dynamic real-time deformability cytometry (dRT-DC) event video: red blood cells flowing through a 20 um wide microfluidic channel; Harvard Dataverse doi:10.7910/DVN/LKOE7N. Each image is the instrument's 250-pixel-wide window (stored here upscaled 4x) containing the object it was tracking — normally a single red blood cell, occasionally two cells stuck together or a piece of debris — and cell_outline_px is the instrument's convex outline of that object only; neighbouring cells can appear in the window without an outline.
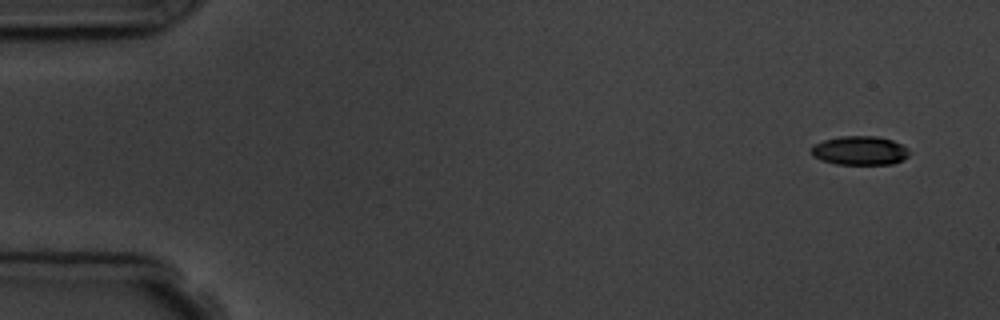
{"species": "common noctule bat (a hibernating species)", "species_latin": "Nyctalus noctula", "temperature_condition": "room temperature", "stored_images_in_passage": 5, "camera_frame_rate_fps": 3000, "um_per_image_px": 0.085, "animal": {"sex": "male", "body_mass_g": 19.5, "forearm_length_mm": 54.6}, "frame": {"image": 1, "passage_image": 1, "time_ms": 0.0, "image_size_px": [1000, 320], "cell_outline_px": [[908, 156], [904, 160], [892, 164], [836, 164], [820, 160], [812, 156], [812, 148], [816, 144], [824, 140], [840, 136], [876, 136], [892, 140], [908, 148]], "centroid_in_image_um": [73.09, 12.8], "position_along_channel_um": 11.9, "area_um2": 16.47}}
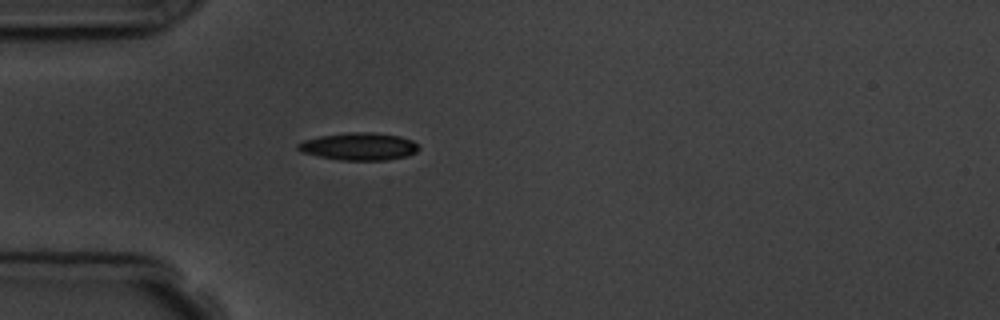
{"frame": {"image": 2, "passage_image": 5, "time_ms": 4.333, "image_size_px": [1000, 320], "cell_outline_px": [[420, 148], [416, 152], [408, 156], [384, 160], [340, 160], [300, 152], [296, 148], [296, 144], [304, 140], [320, 136], [348, 132], [372, 132], [400, 136], [412, 140]], "centroid_in_image_um": [30.5, 12.44], "position_along_channel_um": 54.5, "area_um2": 19.36}}